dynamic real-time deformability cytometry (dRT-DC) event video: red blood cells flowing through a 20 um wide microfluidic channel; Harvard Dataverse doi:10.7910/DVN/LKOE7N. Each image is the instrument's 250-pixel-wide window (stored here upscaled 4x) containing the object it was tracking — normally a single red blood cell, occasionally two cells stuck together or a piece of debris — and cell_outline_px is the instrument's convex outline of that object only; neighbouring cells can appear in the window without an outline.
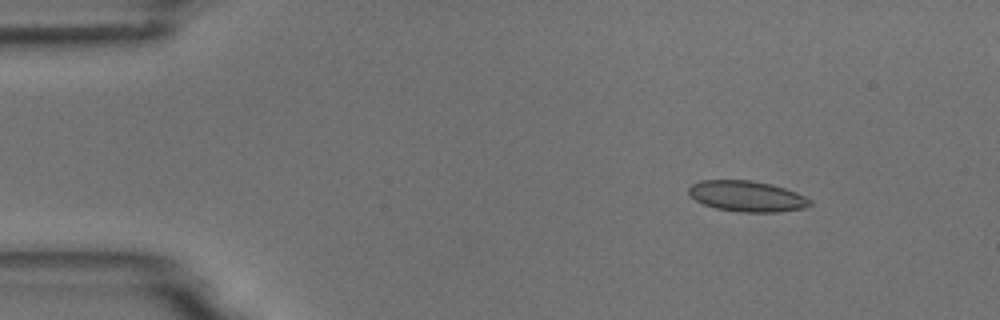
{"species": "common noctule bat (a hibernating species)", "species_latin": "Nyctalus noctula", "temperature_condition": "room temperature", "stored_images_in_passage": 4, "camera_frame_rate_fps": 3000, "um_per_image_px": 0.085, "animal": {"sex": "male", "body_mass_g": 18.8}, "frame": {"image": 1, "passage_image": 2, "time_ms": 1.0, "image_size_px": [1000, 320], "cell_outline_px": [[812, 204], [804, 208], [776, 212], [740, 212], [716, 208], [704, 204], [688, 196], [688, 188], [692, 184], [700, 180], [752, 180], [772, 184], [796, 192], [812, 200]], "centroid_in_image_um": [63.48, 16.67], "position_along_channel_um": 21.5, "area_um2": 21.85}}